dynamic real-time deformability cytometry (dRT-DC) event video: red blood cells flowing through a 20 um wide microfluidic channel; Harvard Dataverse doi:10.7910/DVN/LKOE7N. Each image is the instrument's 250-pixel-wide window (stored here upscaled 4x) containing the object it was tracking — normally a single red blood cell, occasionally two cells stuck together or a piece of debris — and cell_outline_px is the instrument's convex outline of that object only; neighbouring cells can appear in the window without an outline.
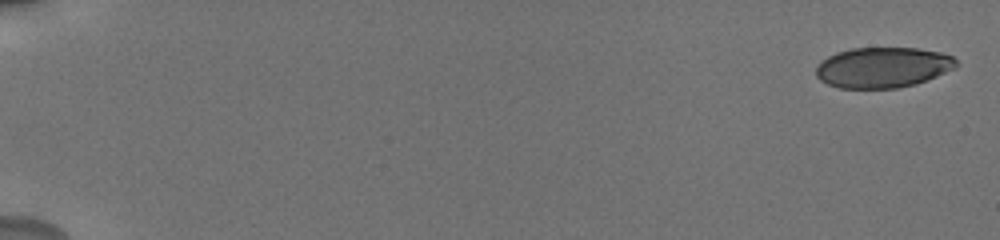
{"species": "human", "species_latin": "Homo sapiens", "temperature_condition": "cold", "stored_images_in_passage": 17, "camera_frame_rate_fps": 3000, "um_per_image_px": 0.085, "donor": {"sex": "male"}, "frame": {"image": 1, "passage_image": 1, "time_ms": 0.0, "image_size_px": [1000, 240], "cell_outline_px": [[960, 64], [956, 68], [916, 84], [896, 88], [840, 88], [828, 84], [820, 80], [816, 76], [816, 64], [820, 60], [836, 52], [852, 48], [916, 48], [940, 52], [952, 56]], "centroid_in_image_um": [75.03, 5.73], "position_along_channel_um": 10.0, "area_um2": 33.29}}
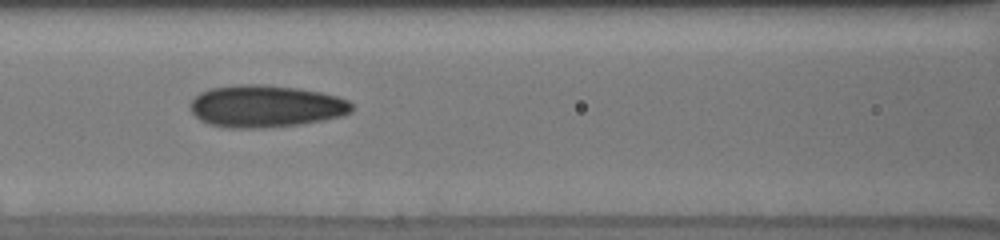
{"frame": {"image": 2, "passage_image": 9, "time_ms": 8.667, "image_size_px": [1000, 240], "cell_outline_px": [[352, 112], [344, 116], [324, 120], [300, 124], [264, 128], [228, 128], [208, 124], [200, 120], [192, 112], [188, 104], [200, 92], [208, 88], [240, 84], [260, 84], [296, 88], [320, 92], [336, 96], [348, 100], [352, 104]], "centroid_in_image_um": [22.57, 9.03], "position_along_channel_um": 144.0, "area_um2": 39.94}}
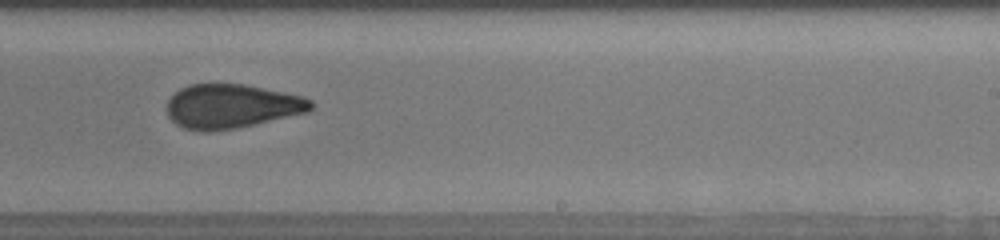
{"frame": {"image": 3, "passage_image": 12, "time_ms": 12.0, "image_size_px": [1000, 240], "cell_outline_px": [[312, 108], [308, 112], [236, 128], [204, 132], [200, 132], [184, 128], [176, 124], [168, 116], [168, 100], [180, 88], [188, 84], [244, 84], [300, 96], [312, 100]], "centroid_in_image_um": [19.65, 9.03], "position_along_channel_um": 269.3, "area_um2": 36.7}, "authors_computed_cell_mechanics": {"area_um2": 36.703, "velocity_mm_per_s": 3.7823, "shape_relaxation_time_tau1_ms": 3.416, "shape_relaxation_time_tau2_ms": 1.2907, "deformation_change_tau1": 0.1269, "deformation_change_tau2": 0.0702}}